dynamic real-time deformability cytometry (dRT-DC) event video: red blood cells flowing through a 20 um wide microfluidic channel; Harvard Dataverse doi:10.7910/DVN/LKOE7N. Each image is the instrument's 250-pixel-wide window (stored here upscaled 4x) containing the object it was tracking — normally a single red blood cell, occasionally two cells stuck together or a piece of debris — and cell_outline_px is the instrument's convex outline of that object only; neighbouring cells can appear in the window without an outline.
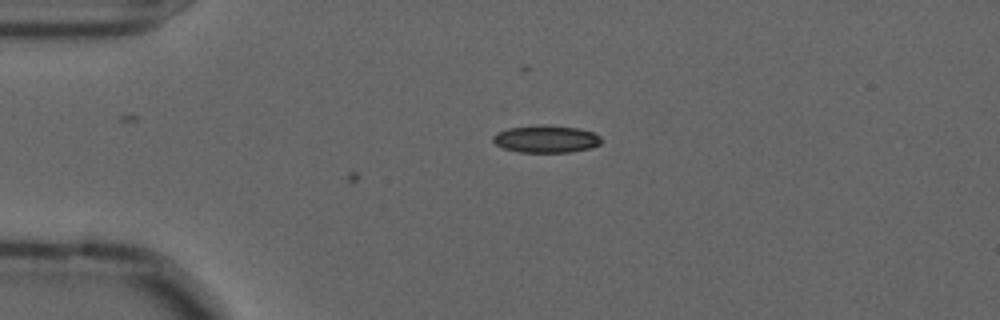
{"species": "common noctule bat (a hibernating species)", "species_latin": "Nyctalus noctula", "temperature_condition": "cold", "stored_images_in_passage": 5, "camera_frame_rate_fps": 3000, "um_per_image_px": 0.085, "animal": {"sex": "male", "forearm_length_mm": 52.5}, "frame": {"image": 1, "passage_image": 1, "time_ms": 0.0, "image_size_px": [1000, 320], "cell_outline_px": [[600, 144], [592, 148], [568, 152], [520, 152], [504, 148], [496, 144], [492, 140], [492, 136], [496, 132], [508, 128], [576, 128], [592, 132], [600, 136]], "centroid_in_image_um": [46.41, 11.87], "position_along_channel_um": 38.6, "area_um2": 16.24}}